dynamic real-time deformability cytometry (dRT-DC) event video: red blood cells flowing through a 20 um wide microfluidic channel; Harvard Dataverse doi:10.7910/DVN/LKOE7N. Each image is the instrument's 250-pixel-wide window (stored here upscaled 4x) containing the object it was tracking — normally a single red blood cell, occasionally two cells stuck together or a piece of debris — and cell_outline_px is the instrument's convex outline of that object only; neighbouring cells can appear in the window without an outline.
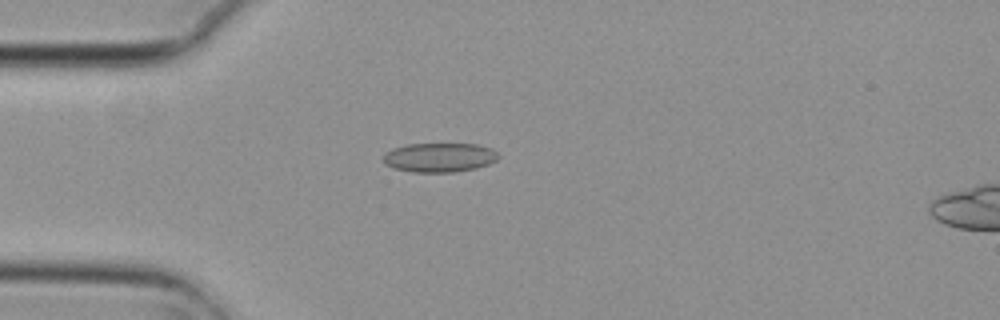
{"species": "common noctule bat (a hibernating species)", "species_latin": "Nyctalus noctula", "temperature_condition": "cold", "stored_images_in_passage": 4, "camera_frame_rate_fps": 3000, "um_per_image_px": 0.085, "animal": {"sex": "female", "body_mass_g": 29.2, "forearm_length_mm": 56.3}, "frame": {"image": 1, "passage_image": 4, "time_ms": 1.0, "image_size_px": [1000, 320], "cell_outline_px": [[500, 156], [496, 160], [488, 164], [476, 168], [452, 172], [412, 172], [392, 168], [384, 164], [384, 156], [392, 148], [408, 144], [476, 144], [492, 148]], "centroid_in_image_um": [37.35, 13.38], "position_along_channel_um": 47.6, "area_um2": 19.59}}